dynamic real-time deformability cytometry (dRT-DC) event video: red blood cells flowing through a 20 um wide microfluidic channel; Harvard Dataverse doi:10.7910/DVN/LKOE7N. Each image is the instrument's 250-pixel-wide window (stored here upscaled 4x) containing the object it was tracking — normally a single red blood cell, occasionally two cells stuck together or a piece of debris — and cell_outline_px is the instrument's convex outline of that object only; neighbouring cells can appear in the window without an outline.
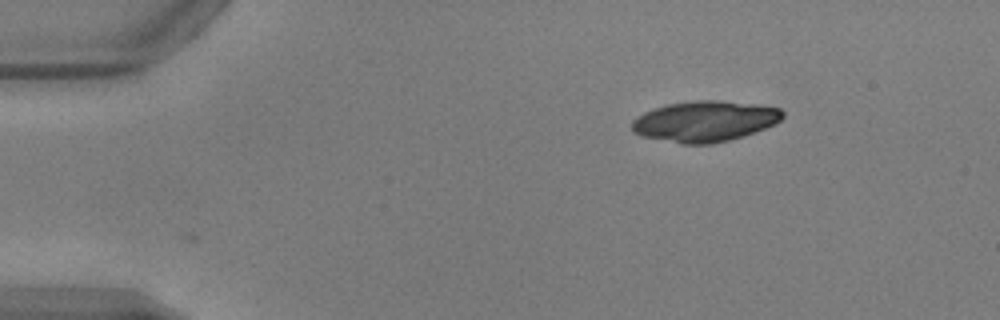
{"species": "common noctule bat (a hibernating species)", "species_latin": "Nyctalus noctula", "temperature_condition": "warm", "stored_images_in_passage": 2, "camera_frame_rate_fps": 3000, "um_per_image_px": 0.085, "animal": {"sex": "male", "body_mass_g": 17.9, "forearm_length_mm": 54.2}, "frame": {"image": 1, "passage_image": 1, "time_ms": 0.0, "image_size_px": [1000, 320], "cell_outline_px": [[784, 116], [776, 124], [744, 136], [712, 144], [684, 144], [640, 136], [632, 132], [632, 120], [644, 112], [668, 104], [696, 100], [716, 100], [760, 104], [780, 108], [784, 112]], "centroid_in_image_um": [59.93, 10.31], "position_along_channel_um": 25.1, "area_um2": 35.95}}